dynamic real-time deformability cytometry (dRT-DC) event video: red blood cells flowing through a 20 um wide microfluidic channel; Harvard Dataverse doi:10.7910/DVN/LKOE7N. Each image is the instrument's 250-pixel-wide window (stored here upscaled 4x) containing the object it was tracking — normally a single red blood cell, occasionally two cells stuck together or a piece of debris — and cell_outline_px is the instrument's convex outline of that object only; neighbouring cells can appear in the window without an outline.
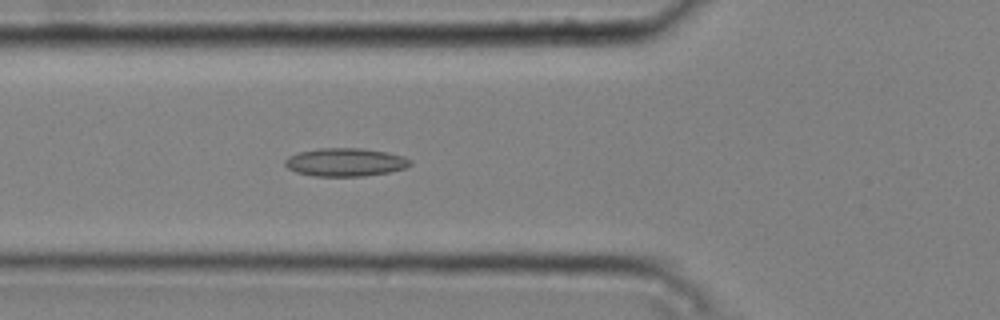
{"species": "common noctule bat (a hibernating species)", "species_latin": "Nyctalus noctula", "temperature_condition": "cold", "stored_images_in_passage": 6, "camera_frame_rate_fps": 3000, "um_per_image_px": 0.085, "animal": {"sex": "male", "body_mass_g": 20.4}, "frame": {"image": 1, "passage_image": 6, "time_ms": 1.667, "image_size_px": [1000, 320], "cell_outline_px": [[412, 164], [404, 168], [388, 172], [364, 176], [312, 176], [296, 172], [288, 168], [284, 164], [284, 160], [288, 156], [300, 152], [320, 148], [360, 148], [384, 152], [404, 156], [412, 160]], "centroid_in_image_um": [29.34, 13.79], "position_along_channel_um": 96.5, "area_um2": 20.52}}